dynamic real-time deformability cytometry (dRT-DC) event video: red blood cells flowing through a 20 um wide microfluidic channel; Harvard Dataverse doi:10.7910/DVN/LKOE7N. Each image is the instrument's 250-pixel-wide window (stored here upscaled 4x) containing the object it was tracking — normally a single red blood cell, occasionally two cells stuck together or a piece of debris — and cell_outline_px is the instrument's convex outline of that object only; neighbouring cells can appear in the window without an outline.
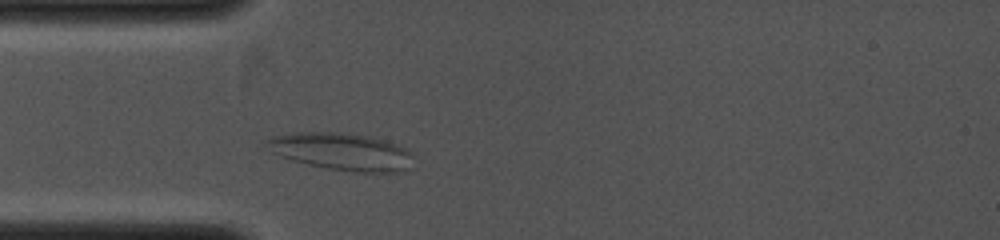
{"species": "common noctule bat (a hibernating species)", "species_latin": "Nyctalus noctula", "temperature_condition": "cold", "stored_images_in_passage": 2, "camera_frame_rate_fps": 4000, "um_per_image_px": 0.085, "animal": {"sex": "female", "body_mass_g": 19.0, "forearm_length_mm": 53.3}, "frame": {"image": 1, "passage_image": 2, "time_ms": 0.5, "image_size_px": [1000, 240], "cell_outline_px": [[412, 152], [408, 168], [404, 172], [360, 172], [328, 168], [308, 164], [292, 160], [272, 152], [264, 144], [272, 136], [292, 132], [340, 132], [372, 136], [396, 144]], "centroid_in_image_um": [29.03, 12.87], "position_along_channel_um": 56.0, "area_um2": 31.73}}